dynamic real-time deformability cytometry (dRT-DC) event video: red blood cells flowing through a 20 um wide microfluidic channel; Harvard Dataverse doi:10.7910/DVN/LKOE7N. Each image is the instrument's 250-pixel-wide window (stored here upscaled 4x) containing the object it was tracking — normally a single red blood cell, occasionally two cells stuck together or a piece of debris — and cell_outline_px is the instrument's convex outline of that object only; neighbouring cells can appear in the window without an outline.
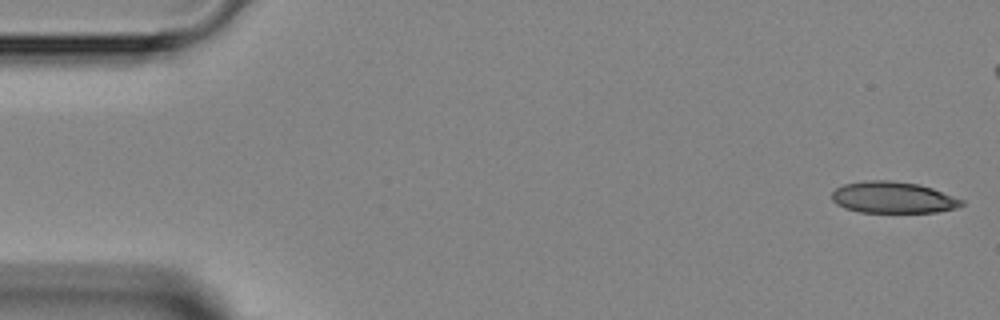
{"species": "Egyptian fruit bat (a non-hibernating species)", "species_latin": "Rousettus aegyptiacus", "temperature_condition": "room temperature", "stored_images_in_passage": 41, "camera_frame_rate_fps": 3000, "um_per_image_px": 0.085, "animal": {"sex": "female"}, "frame": {"image": 1, "passage_image": 1, "time_ms": 0.0, "image_size_px": [1000, 320], "cell_outline_px": [[964, 204], [956, 208], [936, 212], [860, 212], [844, 208], [836, 204], [832, 200], [832, 192], [836, 188], [844, 184], [864, 180], [888, 180], [920, 184], [932, 188], [964, 200]], "centroid_in_image_um": [75.89, 16.78], "position_along_channel_um": 9.1, "area_um2": 23.87}}
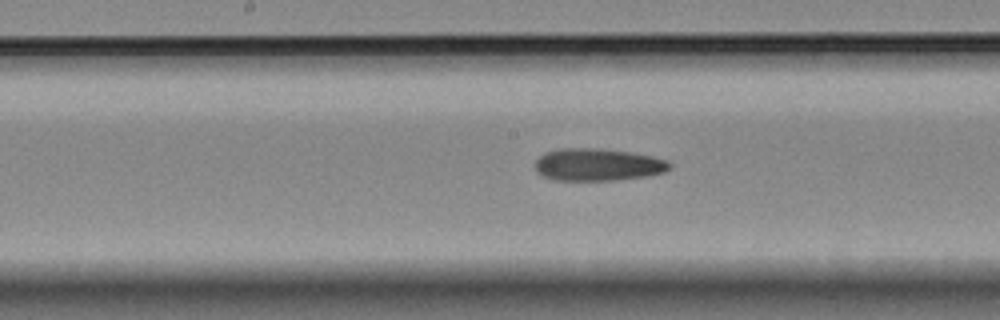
{"frame": {"image": 2, "passage_image": 23, "time_ms": 7.333, "image_size_px": [1000, 320], "cell_outline_px": [[672, 168], [664, 172], [648, 176], [616, 180], [552, 180], [540, 176], [536, 172], [532, 164], [544, 152], [560, 148], [596, 148], [628, 152], [652, 156], [668, 160], [672, 164]], "centroid_in_image_um": [50.77, 14.0], "position_along_channel_um": 197.4, "area_um2": 25.78}}
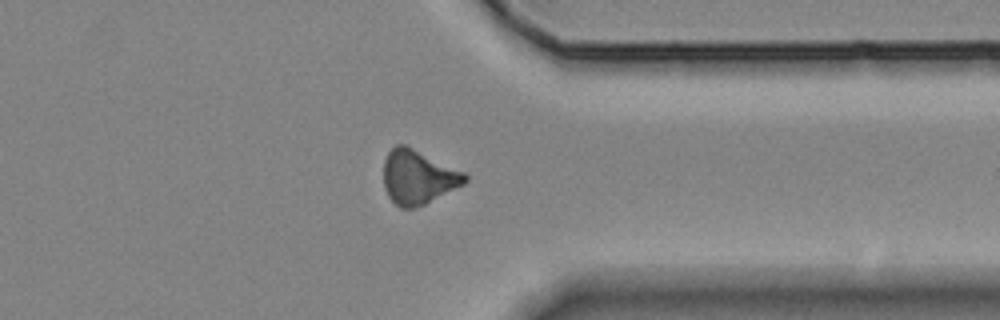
{"frame": {"image": 3, "passage_image": 36, "time_ms": 11.667, "image_size_px": [1000, 320], "cell_outline_px": [[468, 180], [464, 184], [416, 208], [400, 208], [388, 196], [384, 188], [384, 160], [388, 152], [396, 144], [404, 144], [464, 172], [468, 176]], "centroid_in_image_um": [35.52, 15.05], "position_along_channel_um": 375.9, "area_um2": 25.43}}